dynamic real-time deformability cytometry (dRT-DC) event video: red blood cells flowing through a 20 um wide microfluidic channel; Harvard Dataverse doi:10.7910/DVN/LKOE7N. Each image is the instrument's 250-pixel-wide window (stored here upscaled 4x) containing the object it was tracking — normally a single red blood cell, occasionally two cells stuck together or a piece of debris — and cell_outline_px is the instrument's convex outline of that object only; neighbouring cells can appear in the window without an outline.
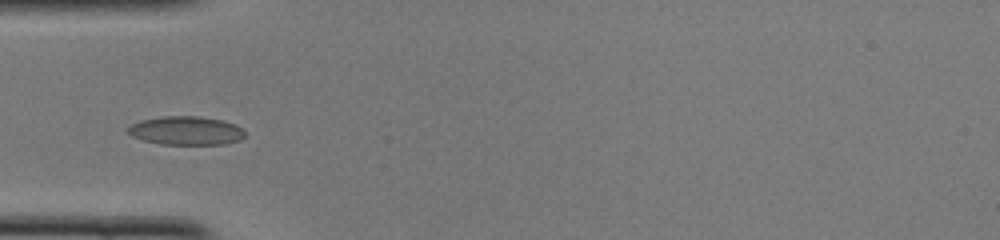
{"species": "common noctule bat (a hibernating species)", "species_latin": "Nyctalus noctula", "temperature_condition": "cold", "stored_images_in_passage": 34, "camera_frame_rate_fps": 3000, "um_per_image_px": 0.085, "animal": {"sex": "female", "body_mass_g": 22.0, "forearm_length_mm": 56.7}, "frame": {"image": 1, "passage_image": 1, "time_ms": 0.0, "image_size_px": [1000, 240], "cell_outline_px": [[244, 136], [240, 140], [224, 144], [160, 144], [144, 140], [132, 136], [124, 128], [140, 120], [160, 116], [200, 116], [220, 120], [236, 124], [244, 132]], "centroid_in_image_um": [15.77, 11.1], "position_along_channel_um": 69.2, "area_um2": 19.54}}
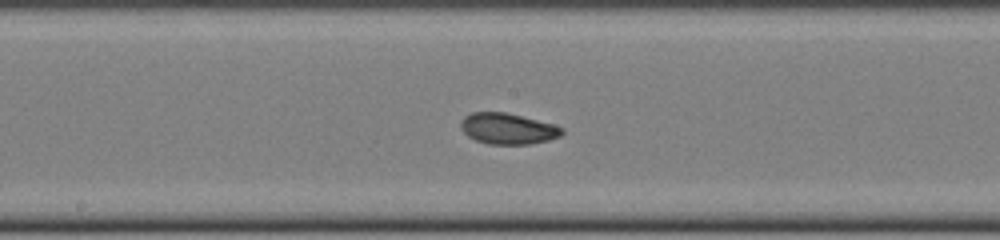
{"frame": {"image": 2, "passage_image": 11, "time_ms": 3.333, "image_size_px": [1000, 240], "cell_outline_px": [[564, 132], [560, 136], [548, 140], [532, 144], [488, 144], [476, 140], [468, 136], [460, 128], [460, 120], [464, 116], [472, 112], [504, 112], [552, 124], [564, 128]], "centroid_in_image_um": [43.13, 10.94], "position_along_channel_um": 205.1, "area_um2": 18.21}}
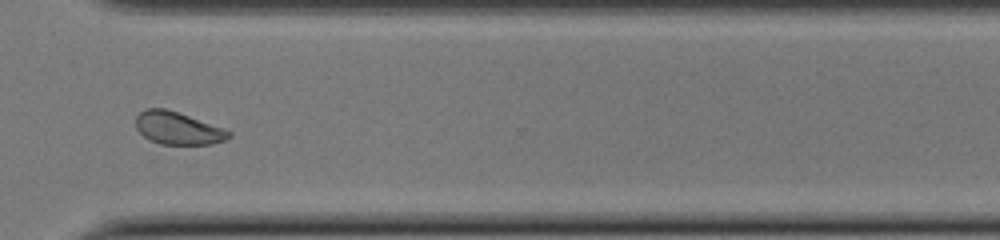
{"frame": {"image": 3, "passage_image": 22, "time_ms": 7.0, "image_size_px": [1000, 240], "cell_outline_px": [[232, 136], [224, 140], [212, 144], [160, 144], [144, 136], [136, 128], [136, 116], [140, 112], [148, 108], [164, 108], [224, 128], [232, 132]], "centroid_in_image_um": [15.13, 10.9], "position_along_channel_um": 355.5, "area_um2": 17.4}, "authors_computed_cell_mechanics": {"area_um2": 18.3226, "velocity_mm_per_s": 4.0785, "shape_relaxation_time_tau1_ms": 3.5758, "shape_relaxation_time_tau2_ms": 1.8525, "deformation_change_tau1": 0.1045, "deformation_change_tau2": 0.0597}}